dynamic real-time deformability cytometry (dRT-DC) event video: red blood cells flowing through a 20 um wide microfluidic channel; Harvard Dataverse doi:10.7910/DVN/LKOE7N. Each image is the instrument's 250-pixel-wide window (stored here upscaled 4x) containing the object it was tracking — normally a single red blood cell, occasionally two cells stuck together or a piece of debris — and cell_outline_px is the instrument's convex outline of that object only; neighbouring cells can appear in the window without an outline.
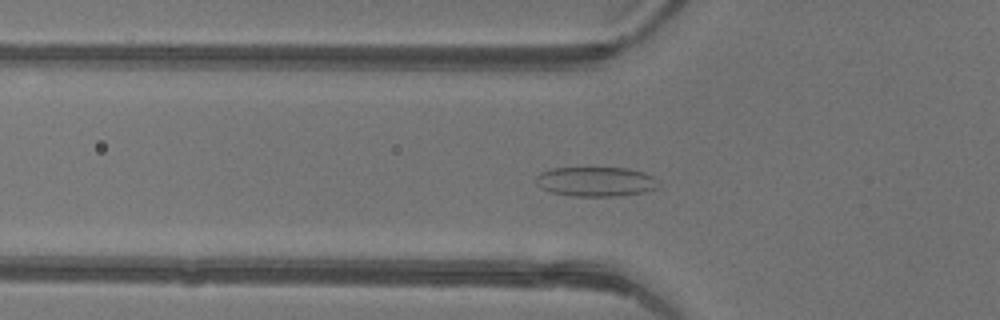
{"species": "common noctule bat (a hibernating species)", "species_latin": "Nyctalus noctula", "temperature_condition": "warm", "stored_images_in_passage": 47, "camera_frame_rate_fps": 3000, "um_per_image_px": 0.085, "animal": {"sex": "female"}, "frame": {"image": 1, "passage_image": 16, "time_ms": 5.0, "image_size_px": [1000, 320], "cell_outline_px": [[660, 184], [656, 188], [644, 192], [616, 196], [572, 196], [552, 192], [536, 184], [536, 176], [540, 172], [552, 168], [628, 168], [644, 172], [652, 176]], "centroid_in_image_um": [50.65, 15.43], "position_along_channel_um": 75.2, "area_um2": 21.04}}
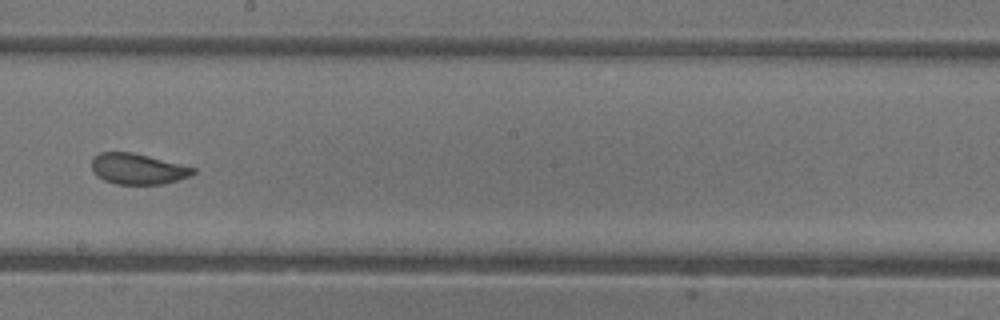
{"frame": {"image": 2, "passage_image": 27, "time_ms": 8.667, "image_size_px": [1000, 320], "cell_outline_px": [[196, 172], [188, 176], [164, 184], [116, 184], [104, 180], [96, 176], [92, 172], [92, 156], [100, 152], [132, 152], [196, 168]], "centroid_in_image_um": [11.66, 14.35], "position_along_channel_um": 236.5, "area_um2": 18.15}}
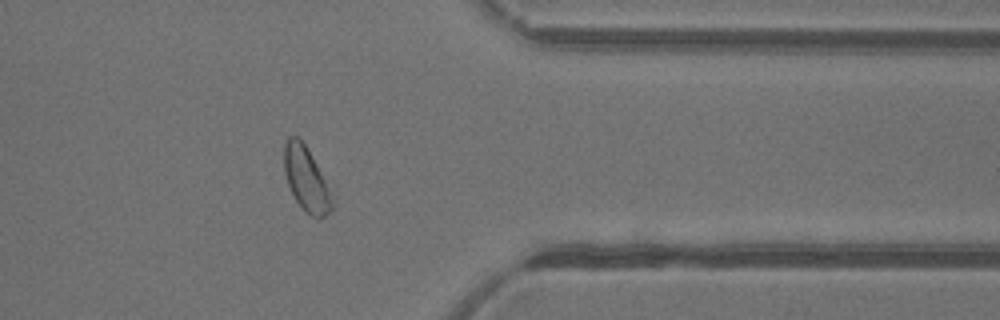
{"frame": {"image": 3, "passage_image": 38, "time_ms": 12.333, "image_size_px": [1000, 320], "cell_outline_px": [[336, 188], [332, 212], [324, 216], [312, 216], [304, 212], [296, 200], [288, 184], [284, 172], [284, 144], [288, 136], [296, 136], [304, 144], [336, 184]], "centroid_in_image_um": [26.18, 15.23], "position_along_channel_um": 385.2, "area_um2": 19.48}, "authors_computed_cell_mechanics": {"area_um2": 20.1144, "velocity_mm_per_s": 4.3773, "shape_relaxation_time_tau1_ms": 4.8968, "shape_relaxation_time_tau2_ms": 0.8054, "deformation_change_tau1": 0.1265, "deformation_change_tau2": 0.0682}}